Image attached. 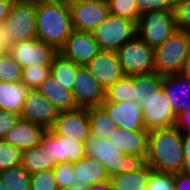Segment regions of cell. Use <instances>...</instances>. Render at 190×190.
Here are the masks:
<instances>
[{"instance_id": "cb8c5ba5", "label": "cell", "mask_w": 190, "mask_h": 190, "mask_svg": "<svg viewBox=\"0 0 190 190\" xmlns=\"http://www.w3.org/2000/svg\"><path fill=\"white\" fill-rule=\"evenodd\" d=\"M28 92L21 82L0 81V110L20 115Z\"/></svg>"}, {"instance_id": "ee69618b", "label": "cell", "mask_w": 190, "mask_h": 190, "mask_svg": "<svg viewBox=\"0 0 190 190\" xmlns=\"http://www.w3.org/2000/svg\"><path fill=\"white\" fill-rule=\"evenodd\" d=\"M182 144L186 161L184 170L190 173V134H183Z\"/></svg>"}, {"instance_id": "ac0fdd59", "label": "cell", "mask_w": 190, "mask_h": 190, "mask_svg": "<svg viewBox=\"0 0 190 190\" xmlns=\"http://www.w3.org/2000/svg\"><path fill=\"white\" fill-rule=\"evenodd\" d=\"M101 106L118 128L146 130L143 121V110L137 102H103Z\"/></svg>"}, {"instance_id": "d4e9b609", "label": "cell", "mask_w": 190, "mask_h": 190, "mask_svg": "<svg viewBox=\"0 0 190 190\" xmlns=\"http://www.w3.org/2000/svg\"><path fill=\"white\" fill-rule=\"evenodd\" d=\"M163 76L156 72L134 74L135 102L144 108V103L159 94L162 90Z\"/></svg>"}, {"instance_id": "f6af8a7d", "label": "cell", "mask_w": 190, "mask_h": 190, "mask_svg": "<svg viewBox=\"0 0 190 190\" xmlns=\"http://www.w3.org/2000/svg\"><path fill=\"white\" fill-rule=\"evenodd\" d=\"M12 5L11 2L0 1V23H4L10 13Z\"/></svg>"}, {"instance_id": "f546056e", "label": "cell", "mask_w": 190, "mask_h": 190, "mask_svg": "<svg viewBox=\"0 0 190 190\" xmlns=\"http://www.w3.org/2000/svg\"><path fill=\"white\" fill-rule=\"evenodd\" d=\"M135 102L134 75H124L105 91L103 102Z\"/></svg>"}, {"instance_id": "d590c367", "label": "cell", "mask_w": 190, "mask_h": 190, "mask_svg": "<svg viewBox=\"0 0 190 190\" xmlns=\"http://www.w3.org/2000/svg\"><path fill=\"white\" fill-rule=\"evenodd\" d=\"M30 190H59L53 169L31 173Z\"/></svg>"}, {"instance_id": "681fc988", "label": "cell", "mask_w": 190, "mask_h": 190, "mask_svg": "<svg viewBox=\"0 0 190 190\" xmlns=\"http://www.w3.org/2000/svg\"><path fill=\"white\" fill-rule=\"evenodd\" d=\"M36 1H41V2H55V3H65V4H70L72 0H36Z\"/></svg>"}, {"instance_id": "8fae6325", "label": "cell", "mask_w": 190, "mask_h": 190, "mask_svg": "<svg viewBox=\"0 0 190 190\" xmlns=\"http://www.w3.org/2000/svg\"><path fill=\"white\" fill-rule=\"evenodd\" d=\"M85 142H77L69 137L57 135L52 129L47 130L40 144L48 150L51 161L77 162L85 156Z\"/></svg>"}, {"instance_id": "83f0119b", "label": "cell", "mask_w": 190, "mask_h": 190, "mask_svg": "<svg viewBox=\"0 0 190 190\" xmlns=\"http://www.w3.org/2000/svg\"><path fill=\"white\" fill-rule=\"evenodd\" d=\"M89 116L90 133L101 139H109V136L118 129L117 125L110 119L108 113L102 106L87 108Z\"/></svg>"}, {"instance_id": "ba28073f", "label": "cell", "mask_w": 190, "mask_h": 190, "mask_svg": "<svg viewBox=\"0 0 190 190\" xmlns=\"http://www.w3.org/2000/svg\"><path fill=\"white\" fill-rule=\"evenodd\" d=\"M116 53L125 75L155 72L154 48L148 46L137 35L121 46Z\"/></svg>"}, {"instance_id": "f907efd6", "label": "cell", "mask_w": 190, "mask_h": 190, "mask_svg": "<svg viewBox=\"0 0 190 190\" xmlns=\"http://www.w3.org/2000/svg\"><path fill=\"white\" fill-rule=\"evenodd\" d=\"M96 2V1H102V0H72V2Z\"/></svg>"}, {"instance_id": "d6a6232c", "label": "cell", "mask_w": 190, "mask_h": 190, "mask_svg": "<svg viewBox=\"0 0 190 190\" xmlns=\"http://www.w3.org/2000/svg\"><path fill=\"white\" fill-rule=\"evenodd\" d=\"M109 14L138 23L140 15L136 0H107Z\"/></svg>"}, {"instance_id": "f5cc1de1", "label": "cell", "mask_w": 190, "mask_h": 190, "mask_svg": "<svg viewBox=\"0 0 190 190\" xmlns=\"http://www.w3.org/2000/svg\"><path fill=\"white\" fill-rule=\"evenodd\" d=\"M0 190H7L6 186L2 183L1 179H0Z\"/></svg>"}, {"instance_id": "7c38bea8", "label": "cell", "mask_w": 190, "mask_h": 190, "mask_svg": "<svg viewBox=\"0 0 190 190\" xmlns=\"http://www.w3.org/2000/svg\"><path fill=\"white\" fill-rule=\"evenodd\" d=\"M58 115L56 107L38 90H29L20 114L21 119L49 130L54 127Z\"/></svg>"}, {"instance_id": "8992f818", "label": "cell", "mask_w": 190, "mask_h": 190, "mask_svg": "<svg viewBox=\"0 0 190 190\" xmlns=\"http://www.w3.org/2000/svg\"><path fill=\"white\" fill-rule=\"evenodd\" d=\"M92 33L100 50L117 51L137 35V23L109 14Z\"/></svg>"}, {"instance_id": "d6986e66", "label": "cell", "mask_w": 190, "mask_h": 190, "mask_svg": "<svg viewBox=\"0 0 190 190\" xmlns=\"http://www.w3.org/2000/svg\"><path fill=\"white\" fill-rule=\"evenodd\" d=\"M162 89L170 99L176 116L190 109V79L180 73L163 76Z\"/></svg>"}, {"instance_id": "c3c4849f", "label": "cell", "mask_w": 190, "mask_h": 190, "mask_svg": "<svg viewBox=\"0 0 190 190\" xmlns=\"http://www.w3.org/2000/svg\"><path fill=\"white\" fill-rule=\"evenodd\" d=\"M59 190H87V188L82 187L79 184H74V185H71L69 187L61 188Z\"/></svg>"}, {"instance_id": "3957f363", "label": "cell", "mask_w": 190, "mask_h": 190, "mask_svg": "<svg viewBox=\"0 0 190 190\" xmlns=\"http://www.w3.org/2000/svg\"><path fill=\"white\" fill-rule=\"evenodd\" d=\"M84 145L85 155L99 160L105 166L109 177L125 172H136L146 165L143 156L125 154L108 139L90 134Z\"/></svg>"}, {"instance_id": "2e32d148", "label": "cell", "mask_w": 190, "mask_h": 190, "mask_svg": "<svg viewBox=\"0 0 190 190\" xmlns=\"http://www.w3.org/2000/svg\"><path fill=\"white\" fill-rule=\"evenodd\" d=\"M72 91L78 108L101 106L105 100V90L86 66L78 68Z\"/></svg>"}, {"instance_id": "277c9868", "label": "cell", "mask_w": 190, "mask_h": 190, "mask_svg": "<svg viewBox=\"0 0 190 190\" xmlns=\"http://www.w3.org/2000/svg\"><path fill=\"white\" fill-rule=\"evenodd\" d=\"M36 38V0L15 2L4 23H0V45L8 50L15 42Z\"/></svg>"}, {"instance_id": "bcb514c9", "label": "cell", "mask_w": 190, "mask_h": 190, "mask_svg": "<svg viewBox=\"0 0 190 190\" xmlns=\"http://www.w3.org/2000/svg\"><path fill=\"white\" fill-rule=\"evenodd\" d=\"M87 190H113V189H112V183L109 179L107 181L91 185L87 188Z\"/></svg>"}, {"instance_id": "7a4b0ae2", "label": "cell", "mask_w": 190, "mask_h": 190, "mask_svg": "<svg viewBox=\"0 0 190 190\" xmlns=\"http://www.w3.org/2000/svg\"><path fill=\"white\" fill-rule=\"evenodd\" d=\"M73 31L69 4L36 1L37 39L59 51Z\"/></svg>"}, {"instance_id": "9a60e30c", "label": "cell", "mask_w": 190, "mask_h": 190, "mask_svg": "<svg viewBox=\"0 0 190 190\" xmlns=\"http://www.w3.org/2000/svg\"><path fill=\"white\" fill-rule=\"evenodd\" d=\"M86 67L105 91L125 75L116 51L101 50Z\"/></svg>"}, {"instance_id": "60d3db41", "label": "cell", "mask_w": 190, "mask_h": 190, "mask_svg": "<svg viewBox=\"0 0 190 190\" xmlns=\"http://www.w3.org/2000/svg\"><path fill=\"white\" fill-rule=\"evenodd\" d=\"M20 118V115L0 110V139H4L7 132L14 127L18 119Z\"/></svg>"}, {"instance_id": "30bf717a", "label": "cell", "mask_w": 190, "mask_h": 190, "mask_svg": "<svg viewBox=\"0 0 190 190\" xmlns=\"http://www.w3.org/2000/svg\"><path fill=\"white\" fill-rule=\"evenodd\" d=\"M100 51L92 32L74 30L58 52L75 64L86 66Z\"/></svg>"}, {"instance_id": "9c48e42d", "label": "cell", "mask_w": 190, "mask_h": 190, "mask_svg": "<svg viewBox=\"0 0 190 190\" xmlns=\"http://www.w3.org/2000/svg\"><path fill=\"white\" fill-rule=\"evenodd\" d=\"M7 53L22 67L51 66L54 57L59 53L53 46L30 39L15 42Z\"/></svg>"}, {"instance_id": "816d5d0a", "label": "cell", "mask_w": 190, "mask_h": 190, "mask_svg": "<svg viewBox=\"0 0 190 190\" xmlns=\"http://www.w3.org/2000/svg\"><path fill=\"white\" fill-rule=\"evenodd\" d=\"M7 52L1 45H0V58Z\"/></svg>"}, {"instance_id": "4dcf8cb0", "label": "cell", "mask_w": 190, "mask_h": 190, "mask_svg": "<svg viewBox=\"0 0 190 190\" xmlns=\"http://www.w3.org/2000/svg\"><path fill=\"white\" fill-rule=\"evenodd\" d=\"M29 173L21 164L0 171V179L7 190H30Z\"/></svg>"}, {"instance_id": "e0dca14e", "label": "cell", "mask_w": 190, "mask_h": 190, "mask_svg": "<svg viewBox=\"0 0 190 190\" xmlns=\"http://www.w3.org/2000/svg\"><path fill=\"white\" fill-rule=\"evenodd\" d=\"M52 130L57 135L69 137L77 142H85L91 134L87 108L59 112Z\"/></svg>"}, {"instance_id": "ab89813d", "label": "cell", "mask_w": 190, "mask_h": 190, "mask_svg": "<svg viewBox=\"0 0 190 190\" xmlns=\"http://www.w3.org/2000/svg\"><path fill=\"white\" fill-rule=\"evenodd\" d=\"M147 190H174L171 174L152 172Z\"/></svg>"}, {"instance_id": "7bdbcfd3", "label": "cell", "mask_w": 190, "mask_h": 190, "mask_svg": "<svg viewBox=\"0 0 190 190\" xmlns=\"http://www.w3.org/2000/svg\"><path fill=\"white\" fill-rule=\"evenodd\" d=\"M176 127L183 134H190V109L177 116Z\"/></svg>"}, {"instance_id": "836d02e7", "label": "cell", "mask_w": 190, "mask_h": 190, "mask_svg": "<svg viewBox=\"0 0 190 190\" xmlns=\"http://www.w3.org/2000/svg\"><path fill=\"white\" fill-rule=\"evenodd\" d=\"M22 67L6 52L0 58V81L21 82Z\"/></svg>"}, {"instance_id": "44dd1931", "label": "cell", "mask_w": 190, "mask_h": 190, "mask_svg": "<svg viewBox=\"0 0 190 190\" xmlns=\"http://www.w3.org/2000/svg\"><path fill=\"white\" fill-rule=\"evenodd\" d=\"M46 131L43 126L19 118L14 127L7 132L4 140L24 151L39 145Z\"/></svg>"}, {"instance_id": "e575fe53", "label": "cell", "mask_w": 190, "mask_h": 190, "mask_svg": "<svg viewBox=\"0 0 190 190\" xmlns=\"http://www.w3.org/2000/svg\"><path fill=\"white\" fill-rule=\"evenodd\" d=\"M22 151L0 139V171L10 169L21 164Z\"/></svg>"}, {"instance_id": "52a82bcc", "label": "cell", "mask_w": 190, "mask_h": 190, "mask_svg": "<svg viewBox=\"0 0 190 190\" xmlns=\"http://www.w3.org/2000/svg\"><path fill=\"white\" fill-rule=\"evenodd\" d=\"M176 30L174 10L145 13L137 23V36L154 49L163 44Z\"/></svg>"}, {"instance_id": "f1b7e54d", "label": "cell", "mask_w": 190, "mask_h": 190, "mask_svg": "<svg viewBox=\"0 0 190 190\" xmlns=\"http://www.w3.org/2000/svg\"><path fill=\"white\" fill-rule=\"evenodd\" d=\"M80 66L58 53L52 61L51 74L65 88L72 90Z\"/></svg>"}, {"instance_id": "6da1fadb", "label": "cell", "mask_w": 190, "mask_h": 190, "mask_svg": "<svg viewBox=\"0 0 190 190\" xmlns=\"http://www.w3.org/2000/svg\"><path fill=\"white\" fill-rule=\"evenodd\" d=\"M183 133L176 127L149 131L146 164L154 172L173 174L183 171Z\"/></svg>"}, {"instance_id": "5b68a950", "label": "cell", "mask_w": 190, "mask_h": 190, "mask_svg": "<svg viewBox=\"0 0 190 190\" xmlns=\"http://www.w3.org/2000/svg\"><path fill=\"white\" fill-rule=\"evenodd\" d=\"M155 72L166 76L181 73L190 54V34L176 30L163 44L154 49Z\"/></svg>"}, {"instance_id": "4316f807", "label": "cell", "mask_w": 190, "mask_h": 190, "mask_svg": "<svg viewBox=\"0 0 190 190\" xmlns=\"http://www.w3.org/2000/svg\"><path fill=\"white\" fill-rule=\"evenodd\" d=\"M57 161H51L48 150L39 144L22 151L21 165L29 172L53 169Z\"/></svg>"}, {"instance_id": "1f68e13d", "label": "cell", "mask_w": 190, "mask_h": 190, "mask_svg": "<svg viewBox=\"0 0 190 190\" xmlns=\"http://www.w3.org/2000/svg\"><path fill=\"white\" fill-rule=\"evenodd\" d=\"M51 74V66L25 67L22 69L21 83L29 90H38Z\"/></svg>"}, {"instance_id": "74e56055", "label": "cell", "mask_w": 190, "mask_h": 190, "mask_svg": "<svg viewBox=\"0 0 190 190\" xmlns=\"http://www.w3.org/2000/svg\"><path fill=\"white\" fill-rule=\"evenodd\" d=\"M58 189L76 184L72 162L57 163L53 168Z\"/></svg>"}, {"instance_id": "f35d334b", "label": "cell", "mask_w": 190, "mask_h": 190, "mask_svg": "<svg viewBox=\"0 0 190 190\" xmlns=\"http://www.w3.org/2000/svg\"><path fill=\"white\" fill-rule=\"evenodd\" d=\"M176 0H136L139 15L152 11L174 10Z\"/></svg>"}, {"instance_id": "ffe728a7", "label": "cell", "mask_w": 190, "mask_h": 190, "mask_svg": "<svg viewBox=\"0 0 190 190\" xmlns=\"http://www.w3.org/2000/svg\"><path fill=\"white\" fill-rule=\"evenodd\" d=\"M109 141L125 154L143 156L146 159L148 145V130L114 129Z\"/></svg>"}, {"instance_id": "db71d44e", "label": "cell", "mask_w": 190, "mask_h": 190, "mask_svg": "<svg viewBox=\"0 0 190 190\" xmlns=\"http://www.w3.org/2000/svg\"><path fill=\"white\" fill-rule=\"evenodd\" d=\"M3 2H11L12 4H14L15 2H18L19 0H0Z\"/></svg>"}, {"instance_id": "7402d4cb", "label": "cell", "mask_w": 190, "mask_h": 190, "mask_svg": "<svg viewBox=\"0 0 190 190\" xmlns=\"http://www.w3.org/2000/svg\"><path fill=\"white\" fill-rule=\"evenodd\" d=\"M38 91L49 100L59 112L78 109L73 91L64 87L50 74L38 88Z\"/></svg>"}, {"instance_id": "5bb4252c", "label": "cell", "mask_w": 190, "mask_h": 190, "mask_svg": "<svg viewBox=\"0 0 190 190\" xmlns=\"http://www.w3.org/2000/svg\"><path fill=\"white\" fill-rule=\"evenodd\" d=\"M74 30L92 32L109 15L107 0L96 2H71Z\"/></svg>"}, {"instance_id": "8d00e7d4", "label": "cell", "mask_w": 190, "mask_h": 190, "mask_svg": "<svg viewBox=\"0 0 190 190\" xmlns=\"http://www.w3.org/2000/svg\"><path fill=\"white\" fill-rule=\"evenodd\" d=\"M174 18L176 29L190 34V0H176Z\"/></svg>"}, {"instance_id": "4fadbf2b", "label": "cell", "mask_w": 190, "mask_h": 190, "mask_svg": "<svg viewBox=\"0 0 190 190\" xmlns=\"http://www.w3.org/2000/svg\"><path fill=\"white\" fill-rule=\"evenodd\" d=\"M143 121L148 131L176 126L177 116L172 109L170 99L162 89L144 103Z\"/></svg>"}, {"instance_id": "b9f144b4", "label": "cell", "mask_w": 190, "mask_h": 190, "mask_svg": "<svg viewBox=\"0 0 190 190\" xmlns=\"http://www.w3.org/2000/svg\"><path fill=\"white\" fill-rule=\"evenodd\" d=\"M174 190H190V173L183 170L171 174Z\"/></svg>"}, {"instance_id": "603a6c76", "label": "cell", "mask_w": 190, "mask_h": 190, "mask_svg": "<svg viewBox=\"0 0 190 190\" xmlns=\"http://www.w3.org/2000/svg\"><path fill=\"white\" fill-rule=\"evenodd\" d=\"M73 168L76 184L85 188L110 179L105 166L99 160L86 155L74 162Z\"/></svg>"}, {"instance_id": "7dc6e473", "label": "cell", "mask_w": 190, "mask_h": 190, "mask_svg": "<svg viewBox=\"0 0 190 190\" xmlns=\"http://www.w3.org/2000/svg\"><path fill=\"white\" fill-rule=\"evenodd\" d=\"M184 77L190 79V54L188 55V58L186 59L183 69L181 73Z\"/></svg>"}, {"instance_id": "484cf974", "label": "cell", "mask_w": 190, "mask_h": 190, "mask_svg": "<svg viewBox=\"0 0 190 190\" xmlns=\"http://www.w3.org/2000/svg\"><path fill=\"white\" fill-rule=\"evenodd\" d=\"M153 169L146 164L142 169L131 173H120L110 177L113 190H147Z\"/></svg>"}]
</instances>
